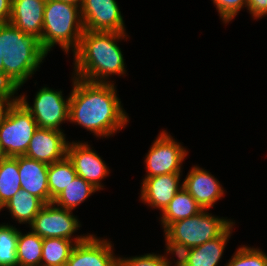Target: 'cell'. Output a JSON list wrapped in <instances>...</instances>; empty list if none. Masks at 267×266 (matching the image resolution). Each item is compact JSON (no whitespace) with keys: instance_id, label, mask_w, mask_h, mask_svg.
<instances>
[{"instance_id":"obj_31","label":"cell","mask_w":267,"mask_h":266,"mask_svg":"<svg viewBox=\"0 0 267 266\" xmlns=\"http://www.w3.org/2000/svg\"><path fill=\"white\" fill-rule=\"evenodd\" d=\"M18 90L0 89V124L5 119L9 108L17 100L15 97ZM15 94V95H14Z\"/></svg>"},{"instance_id":"obj_30","label":"cell","mask_w":267,"mask_h":266,"mask_svg":"<svg viewBox=\"0 0 267 266\" xmlns=\"http://www.w3.org/2000/svg\"><path fill=\"white\" fill-rule=\"evenodd\" d=\"M118 266H168L165 255L147 253L141 256L118 257Z\"/></svg>"},{"instance_id":"obj_16","label":"cell","mask_w":267,"mask_h":266,"mask_svg":"<svg viewBox=\"0 0 267 266\" xmlns=\"http://www.w3.org/2000/svg\"><path fill=\"white\" fill-rule=\"evenodd\" d=\"M47 0H12L9 23L27 35L41 40Z\"/></svg>"},{"instance_id":"obj_24","label":"cell","mask_w":267,"mask_h":266,"mask_svg":"<svg viewBox=\"0 0 267 266\" xmlns=\"http://www.w3.org/2000/svg\"><path fill=\"white\" fill-rule=\"evenodd\" d=\"M43 238L32 230L26 234L19 231L17 240L18 266H41Z\"/></svg>"},{"instance_id":"obj_11","label":"cell","mask_w":267,"mask_h":266,"mask_svg":"<svg viewBox=\"0 0 267 266\" xmlns=\"http://www.w3.org/2000/svg\"><path fill=\"white\" fill-rule=\"evenodd\" d=\"M67 156L72 161L77 176L82 177L98 190H104L101 181L108 177L110 170L88 142H69Z\"/></svg>"},{"instance_id":"obj_2","label":"cell","mask_w":267,"mask_h":266,"mask_svg":"<svg viewBox=\"0 0 267 266\" xmlns=\"http://www.w3.org/2000/svg\"><path fill=\"white\" fill-rule=\"evenodd\" d=\"M126 32H105L84 30L80 44L73 53L74 75L94 83H113L110 75L126 74L123 52L117 45L127 39Z\"/></svg>"},{"instance_id":"obj_22","label":"cell","mask_w":267,"mask_h":266,"mask_svg":"<svg viewBox=\"0 0 267 266\" xmlns=\"http://www.w3.org/2000/svg\"><path fill=\"white\" fill-rule=\"evenodd\" d=\"M96 191L98 189L91 183L77 176L52 202L61 208L75 210Z\"/></svg>"},{"instance_id":"obj_32","label":"cell","mask_w":267,"mask_h":266,"mask_svg":"<svg viewBox=\"0 0 267 266\" xmlns=\"http://www.w3.org/2000/svg\"><path fill=\"white\" fill-rule=\"evenodd\" d=\"M247 10L253 19L267 16V0H247Z\"/></svg>"},{"instance_id":"obj_4","label":"cell","mask_w":267,"mask_h":266,"mask_svg":"<svg viewBox=\"0 0 267 266\" xmlns=\"http://www.w3.org/2000/svg\"><path fill=\"white\" fill-rule=\"evenodd\" d=\"M84 30L79 5L62 0L46 1L40 44L47 54L57 44L66 54L70 50L74 53Z\"/></svg>"},{"instance_id":"obj_23","label":"cell","mask_w":267,"mask_h":266,"mask_svg":"<svg viewBox=\"0 0 267 266\" xmlns=\"http://www.w3.org/2000/svg\"><path fill=\"white\" fill-rule=\"evenodd\" d=\"M77 177L72 161L66 156L62 160L49 164L48 189L50 203L57 197L69 183Z\"/></svg>"},{"instance_id":"obj_27","label":"cell","mask_w":267,"mask_h":266,"mask_svg":"<svg viewBox=\"0 0 267 266\" xmlns=\"http://www.w3.org/2000/svg\"><path fill=\"white\" fill-rule=\"evenodd\" d=\"M225 266H267V254L259 248L242 245Z\"/></svg>"},{"instance_id":"obj_19","label":"cell","mask_w":267,"mask_h":266,"mask_svg":"<svg viewBox=\"0 0 267 266\" xmlns=\"http://www.w3.org/2000/svg\"><path fill=\"white\" fill-rule=\"evenodd\" d=\"M202 210L196 200L182 188L160 215L161 225L165 230L171 223L195 216Z\"/></svg>"},{"instance_id":"obj_3","label":"cell","mask_w":267,"mask_h":266,"mask_svg":"<svg viewBox=\"0 0 267 266\" xmlns=\"http://www.w3.org/2000/svg\"><path fill=\"white\" fill-rule=\"evenodd\" d=\"M0 55L4 66V89L19 90L48 55L40 40L10 23L0 24Z\"/></svg>"},{"instance_id":"obj_29","label":"cell","mask_w":267,"mask_h":266,"mask_svg":"<svg viewBox=\"0 0 267 266\" xmlns=\"http://www.w3.org/2000/svg\"><path fill=\"white\" fill-rule=\"evenodd\" d=\"M220 19L223 23H229L244 7L247 8V0H212Z\"/></svg>"},{"instance_id":"obj_21","label":"cell","mask_w":267,"mask_h":266,"mask_svg":"<svg viewBox=\"0 0 267 266\" xmlns=\"http://www.w3.org/2000/svg\"><path fill=\"white\" fill-rule=\"evenodd\" d=\"M21 190L18 156L0 159V203L4 207Z\"/></svg>"},{"instance_id":"obj_34","label":"cell","mask_w":267,"mask_h":266,"mask_svg":"<svg viewBox=\"0 0 267 266\" xmlns=\"http://www.w3.org/2000/svg\"><path fill=\"white\" fill-rule=\"evenodd\" d=\"M0 89H4V66L3 58L0 55Z\"/></svg>"},{"instance_id":"obj_10","label":"cell","mask_w":267,"mask_h":266,"mask_svg":"<svg viewBox=\"0 0 267 266\" xmlns=\"http://www.w3.org/2000/svg\"><path fill=\"white\" fill-rule=\"evenodd\" d=\"M80 9L85 30L126 32L116 0H83Z\"/></svg>"},{"instance_id":"obj_13","label":"cell","mask_w":267,"mask_h":266,"mask_svg":"<svg viewBox=\"0 0 267 266\" xmlns=\"http://www.w3.org/2000/svg\"><path fill=\"white\" fill-rule=\"evenodd\" d=\"M63 131L38 128L30 140L24 156L46 164H52L67 156L69 141Z\"/></svg>"},{"instance_id":"obj_26","label":"cell","mask_w":267,"mask_h":266,"mask_svg":"<svg viewBox=\"0 0 267 266\" xmlns=\"http://www.w3.org/2000/svg\"><path fill=\"white\" fill-rule=\"evenodd\" d=\"M19 229L13 225L0 224V266H18L17 240Z\"/></svg>"},{"instance_id":"obj_12","label":"cell","mask_w":267,"mask_h":266,"mask_svg":"<svg viewBox=\"0 0 267 266\" xmlns=\"http://www.w3.org/2000/svg\"><path fill=\"white\" fill-rule=\"evenodd\" d=\"M88 234L84 241L75 245L65 266H118L111 241Z\"/></svg>"},{"instance_id":"obj_8","label":"cell","mask_w":267,"mask_h":266,"mask_svg":"<svg viewBox=\"0 0 267 266\" xmlns=\"http://www.w3.org/2000/svg\"><path fill=\"white\" fill-rule=\"evenodd\" d=\"M80 223L72 210L61 208L51 202L44 204L29 226L30 230L43 239L64 238L80 243L89 236L84 234L73 238L72 235L81 227Z\"/></svg>"},{"instance_id":"obj_37","label":"cell","mask_w":267,"mask_h":266,"mask_svg":"<svg viewBox=\"0 0 267 266\" xmlns=\"http://www.w3.org/2000/svg\"><path fill=\"white\" fill-rule=\"evenodd\" d=\"M2 209H4V208H3V206H2L1 203H0V211H1Z\"/></svg>"},{"instance_id":"obj_1","label":"cell","mask_w":267,"mask_h":266,"mask_svg":"<svg viewBox=\"0 0 267 266\" xmlns=\"http://www.w3.org/2000/svg\"><path fill=\"white\" fill-rule=\"evenodd\" d=\"M69 122L96 137L107 138L125 128L129 116L118 98L114 83H94L72 78Z\"/></svg>"},{"instance_id":"obj_9","label":"cell","mask_w":267,"mask_h":266,"mask_svg":"<svg viewBox=\"0 0 267 266\" xmlns=\"http://www.w3.org/2000/svg\"><path fill=\"white\" fill-rule=\"evenodd\" d=\"M188 151L181 143L177 142L166 130L159 132L156 140L144 160L147 174L145 178L158 175L182 172V162Z\"/></svg>"},{"instance_id":"obj_5","label":"cell","mask_w":267,"mask_h":266,"mask_svg":"<svg viewBox=\"0 0 267 266\" xmlns=\"http://www.w3.org/2000/svg\"><path fill=\"white\" fill-rule=\"evenodd\" d=\"M207 211L203 209L195 216L171 223L164 234L193 248L221 236L234 223Z\"/></svg>"},{"instance_id":"obj_7","label":"cell","mask_w":267,"mask_h":266,"mask_svg":"<svg viewBox=\"0 0 267 266\" xmlns=\"http://www.w3.org/2000/svg\"><path fill=\"white\" fill-rule=\"evenodd\" d=\"M63 95L61 90L44 86L35 94L32 106H30L25 94L16 97L32 114L38 128L63 131L60 125L69 121L70 94L66 100Z\"/></svg>"},{"instance_id":"obj_33","label":"cell","mask_w":267,"mask_h":266,"mask_svg":"<svg viewBox=\"0 0 267 266\" xmlns=\"http://www.w3.org/2000/svg\"><path fill=\"white\" fill-rule=\"evenodd\" d=\"M12 0H0V24L9 23Z\"/></svg>"},{"instance_id":"obj_20","label":"cell","mask_w":267,"mask_h":266,"mask_svg":"<svg viewBox=\"0 0 267 266\" xmlns=\"http://www.w3.org/2000/svg\"><path fill=\"white\" fill-rule=\"evenodd\" d=\"M44 203L26 190L21 189L4 205L19 224H31Z\"/></svg>"},{"instance_id":"obj_6","label":"cell","mask_w":267,"mask_h":266,"mask_svg":"<svg viewBox=\"0 0 267 266\" xmlns=\"http://www.w3.org/2000/svg\"><path fill=\"white\" fill-rule=\"evenodd\" d=\"M37 129L32 114L16 100L0 124V144L6 157L25 155Z\"/></svg>"},{"instance_id":"obj_36","label":"cell","mask_w":267,"mask_h":266,"mask_svg":"<svg viewBox=\"0 0 267 266\" xmlns=\"http://www.w3.org/2000/svg\"><path fill=\"white\" fill-rule=\"evenodd\" d=\"M5 157H6V155H5L4 151L2 150V147H1V144H0V159H3Z\"/></svg>"},{"instance_id":"obj_25","label":"cell","mask_w":267,"mask_h":266,"mask_svg":"<svg viewBox=\"0 0 267 266\" xmlns=\"http://www.w3.org/2000/svg\"><path fill=\"white\" fill-rule=\"evenodd\" d=\"M76 244L64 238H44L41 266H65Z\"/></svg>"},{"instance_id":"obj_15","label":"cell","mask_w":267,"mask_h":266,"mask_svg":"<svg viewBox=\"0 0 267 266\" xmlns=\"http://www.w3.org/2000/svg\"><path fill=\"white\" fill-rule=\"evenodd\" d=\"M182 173H171L143 178L140 199L149 207L163 212L175 194L183 188L180 184Z\"/></svg>"},{"instance_id":"obj_17","label":"cell","mask_w":267,"mask_h":266,"mask_svg":"<svg viewBox=\"0 0 267 266\" xmlns=\"http://www.w3.org/2000/svg\"><path fill=\"white\" fill-rule=\"evenodd\" d=\"M49 165L37 160L18 156L21 189L39 198L44 204L50 203L48 189Z\"/></svg>"},{"instance_id":"obj_35","label":"cell","mask_w":267,"mask_h":266,"mask_svg":"<svg viewBox=\"0 0 267 266\" xmlns=\"http://www.w3.org/2000/svg\"><path fill=\"white\" fill-rule=\"evenodd\" d=\"M62 1L73 3V4L81 6L83 0H62Z\"/></svg>"},{"instance_id":"obj_14","label":"cell","mask_w":267,"mask_h":266,"mask_svg":"<svg viewBox=\"0 0 267 266\" xmlns=\"http://www.w3.org/2000/svg\"><path fill=\"white\" fill-rule=\"evenodd\" d=\"M182 184L183 188L196 200L202 209L210 210L225 192L214 175L195 165L188 172Z\"/></svg>"},{"instance_id":"obj_18","label":"cell","mask_w":267,"mask_h":266,"mask_svg":"<svg viewBox=\"0 0 267 266\" xmlns=\"http://www.w3.org/2000/svg\"><path fill=\"white\" fill-rule=\"evenodd\" d=\"M235 222L219 237L193 247L187 266H218Z\"/></svg>"},{"instance_id":"obj_28","label":"cell","mask_w":267,"mask_h":266,"mask_svg":"<svg viewBox=\"0 0 267 266\" xmlns=\"http://www.w3.org/2000/svg\"><path fill=\"white\" fill-rule=\"evenodd\" d=\"M165 236V245H166V255L170 253L176 255L177 260L174 261L175 265L173 266H187L192 247L187 246L184 243L177 242L170 239L166 234ZM165 255V259L168 266H171L173 262L169 260L168 256Z\"/></svg>"}]
</instances>
